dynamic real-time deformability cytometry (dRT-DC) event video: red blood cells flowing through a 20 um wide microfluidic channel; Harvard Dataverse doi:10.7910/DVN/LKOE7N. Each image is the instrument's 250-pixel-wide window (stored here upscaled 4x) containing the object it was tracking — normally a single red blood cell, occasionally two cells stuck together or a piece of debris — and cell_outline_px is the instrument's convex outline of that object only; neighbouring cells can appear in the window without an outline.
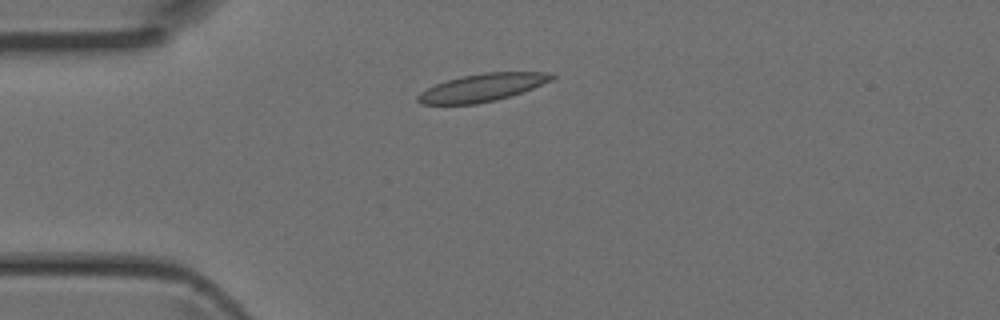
{"species": "Egyptian fruit bat (a non-hibernating species)", "species_latin": "Rousettus aegyptiacus", "temperature_condition": "room temperature", "stored_images_in_passage": 5, "camera_frame_rate_fps": 3000, "um_per_image_px": 0.085, "animal": {"sex": "female"}, "frame": {"image": 1, "passage_image": 3, "time_ms": 0.667, "image_size_px": [1000, 320], "cell_outline_px": [[556, 76], [552, 80], [512, 96], [496, 100], [476, 104], [420, 104], [416, 100], [416, 96], [420, 92], [436, 84], [448, 80], [464, 76], [484, 72], [552, 72]], "centroid_in_image_um": [41.01, 7.44], "position_along_channel_um": 44.0, "area_um2": 21.56}}